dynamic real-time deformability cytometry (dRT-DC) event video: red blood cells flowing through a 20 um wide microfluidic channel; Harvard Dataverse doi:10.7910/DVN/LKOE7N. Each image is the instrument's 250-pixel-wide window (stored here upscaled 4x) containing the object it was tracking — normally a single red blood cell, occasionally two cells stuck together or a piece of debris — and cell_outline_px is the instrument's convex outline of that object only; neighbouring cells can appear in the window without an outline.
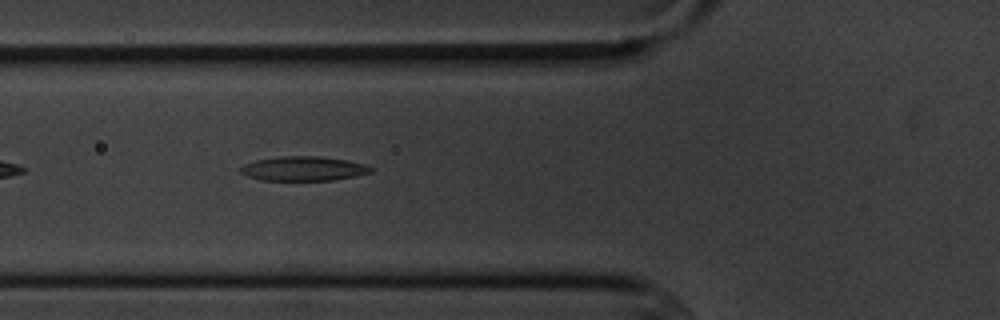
{"species": "common noctule bat (a hibernating species)", "species_latin": "Nyctalus noctula", "temperature_condition": "cold", "stored_images_in_passage": 2, "camera_frame_rate_fps": 3000, "um_per_image_px": 0.085, "animal": {"sex": "male", "body_mass_g": 20.1, "forearm_length_mm": 53.5}, "frame": {"image": 1, "passage_image": 2, "time_ms": 1.0, "image_size_px": [1000, 320], "cell_outline_px": [[372, 172], [332, 180], [260, 180], [248, 176], [240, 172], [240, 168], [244, 164], [256, 160], [280, 156], [320, 156], [344, 160], [364, 164], [372, 168]], "centroid_in_image_um": [25.75, 14.33], "position_along_channel_um": 100.1, "area_um2": 18.26}}